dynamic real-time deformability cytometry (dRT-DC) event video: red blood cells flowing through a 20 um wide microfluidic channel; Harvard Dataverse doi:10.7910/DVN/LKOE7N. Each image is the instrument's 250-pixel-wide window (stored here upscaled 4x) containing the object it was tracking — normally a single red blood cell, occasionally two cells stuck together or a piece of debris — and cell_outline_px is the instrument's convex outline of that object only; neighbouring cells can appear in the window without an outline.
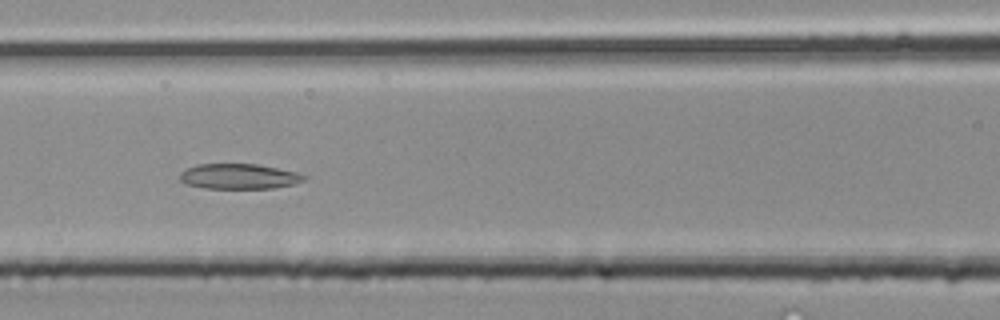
{"species": "common noctule bat (a hibernating species)", "species_latin": "Nyctalus noctula", "temperature_condition": "room temperature", "stored_images_in_passage": 40, "camera_frame_rate_fps": 3000, "um_per_image_px": 0.085, "animal": {"sex": "male", "body_mass_g": 20.4}, "frame": {"image": 1, "passage_image": 18, "time_ms": 5.667, "image_size_px": [1000, 320], "cell_outline_px": [[308, 176], [304, 180], [296, 184], [272, 188], [204, 188], [188, 184], [180, 180], [180, 172], [196, 164], [256, 164], [296, 172]], "centroid_in_image_um": [20.33, 14.99], "position_along_channel_um": 146.3, "area_um2": 18.15}}
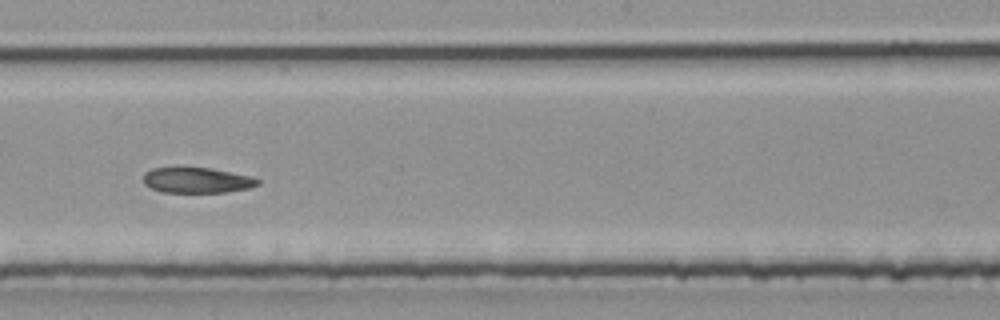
{"frame": {"image": 2, "passage_image": 23, "time_ms": 7.333, "image_size_px": [1000, 320], "cell_outline_px": [[260, 184], [248, 188], [224, 192], [160, 192], [144, 184], [144, 172], [152, 168], [176, 164], [184, 164], [212, 168], [252, 176], [260, 180]], "centroid_in_image_um": [16.68, 15.25], "position_along_channel_um": 231.5, "area_um2": 17.92}}
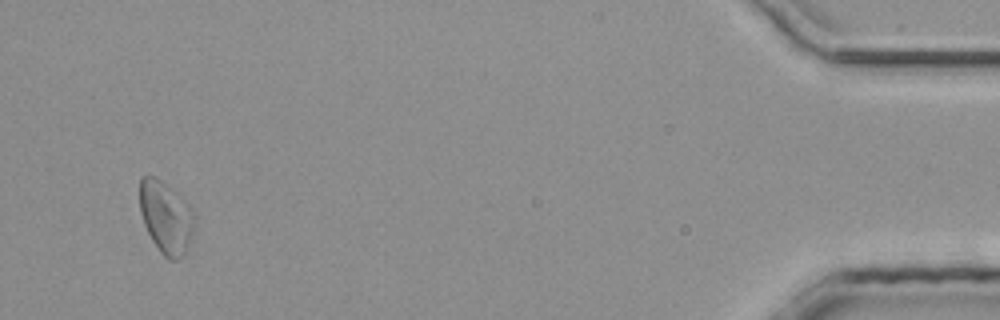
{"frame": {"image": 3, "passage_image": 39, "time_ms": 12.667, "image_size_px": [1000, 320], "cell_outline_px": [[196, 228], [192, 240], [184, 252], [176, 260], [168, 260], [160, 252], [152, 240], [144, 224], [140, 212], [140, 176], [156, 176], [176, 192], [188, 204], [196, 216]], "centroid_in_image_um": [14.13, 18.47], "position_along_channel_um": 421.1, "area_um2": 23.29}}